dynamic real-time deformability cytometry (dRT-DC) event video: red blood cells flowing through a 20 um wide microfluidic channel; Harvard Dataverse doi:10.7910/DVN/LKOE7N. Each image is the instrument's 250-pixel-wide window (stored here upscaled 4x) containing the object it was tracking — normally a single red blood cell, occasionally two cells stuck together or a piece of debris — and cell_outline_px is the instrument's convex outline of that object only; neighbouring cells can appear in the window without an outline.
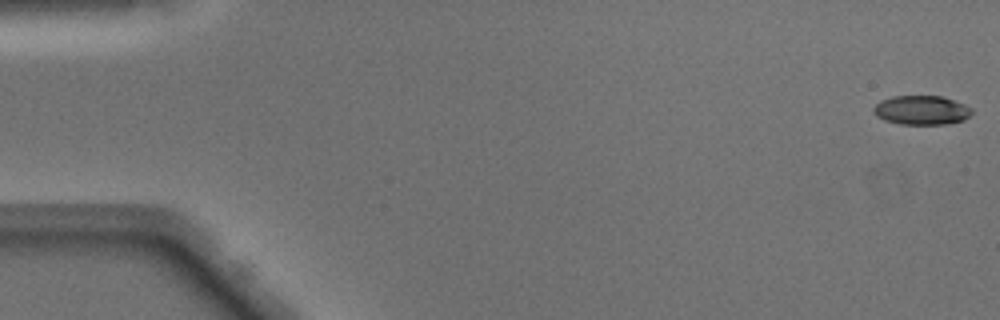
{"species": "Egyptian fruit bat (a non-hibernating species)", "species_latin": "Rousettus aegyptiacus", "temperature_condition": "warm", "stored_images_in_passage": 49, "camera_frame_rate_fps": 3000, "um_per_image_px": 0.085, "animal": {"sex": "male"}, "frame": {"image": 1, "passage_image": 1, "time_ms": 0.0, "image_size_px": [1000, 320], "cell_outline_px": [[972, 112], [964, 120], [948, 124], [900, 124], [884, 120], [876, 116], [872, 112], [872, 108], [880, 100], [892, 96], [940, 96], [964, 104], [972, 108]], "centroid_in_image_um": [78.29, 9.37], "position_along_channel_um": 6.7, "area_um2": 16.76}}
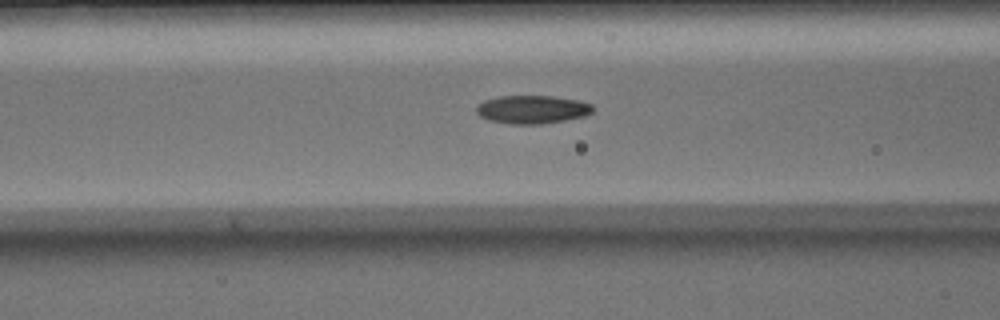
{"frame": {"image": 2, "passage_image": 20, "time_ms": 6.333, "image_size_px": [1000, 320], "cell_outline_px": [[592, 112], [584, 116], [564, 120], [540, 124], [512, 124], [488, 120], [480, 116], [476, 112], [476, 108], [484, 100], [500, 96], [552, 96], [580, 100], [592, 104]], "centroid_in_image_um": [45.24, 9.3], "position_along_channel_um": 121.4, "area_um2": 19.07}}
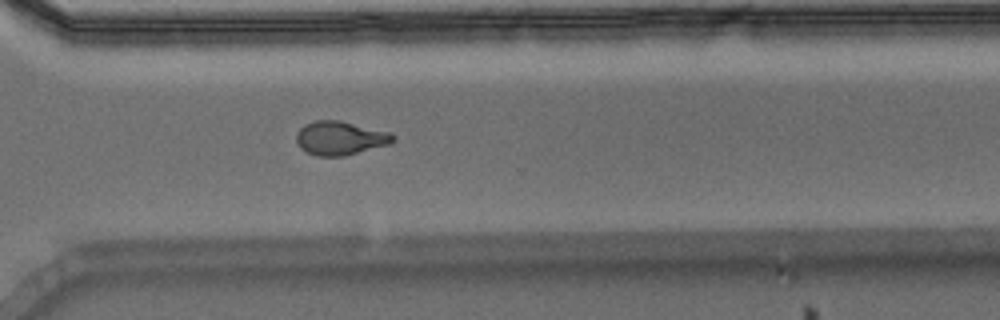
{"frame": {"image": 3, "passage_image": 36, "time_ms": 11.667, "image_size_px": [1000, 320], "cell_outline_px": [[396, 140], [388, 144], [344, 156], [316, 156], [300, 148], [296, 140], [296, 132], [304, 124], [316, 120], [340, 120], [388, 132], [396, 136]], "centroid_in_image_um": [28.88, 11.73], "position_along_channel_um": 341.7, "area_um2": 18.96}, "authors_computed_cell_mechanics": {"area_um2": 18.496, "velocity_mm_per_s": 4.1388, "shape_relaxation_time_tau1_ms": 5.1148, "shape_relaxation_time_tau2_ms": 2.317, "deformation_change_tau1": 0.1838, "deformation_change_tau2": 0.0965}}